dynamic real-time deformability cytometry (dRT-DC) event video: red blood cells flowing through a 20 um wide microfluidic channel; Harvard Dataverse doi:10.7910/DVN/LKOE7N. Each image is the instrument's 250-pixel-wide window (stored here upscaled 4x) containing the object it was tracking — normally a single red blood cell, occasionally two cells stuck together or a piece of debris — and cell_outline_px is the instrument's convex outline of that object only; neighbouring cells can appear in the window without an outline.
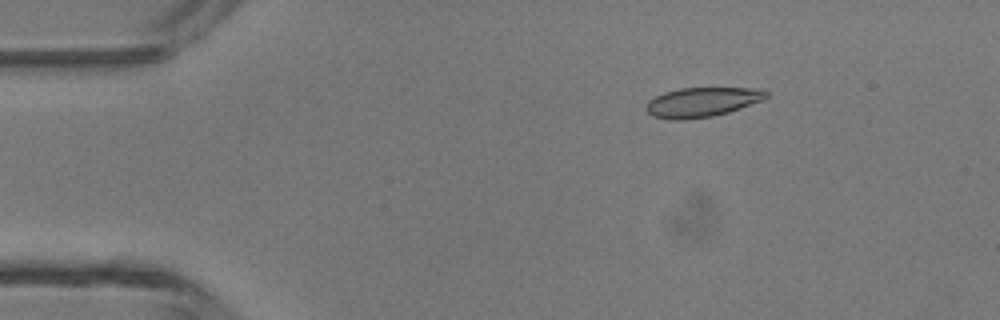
{"species": "common noctule bat (a hibernating species)", "species_latin": "Nyctalus noctula", "temperature_condition": "room temperature", "stored_images_in_passage": 41, "camera_frame_rate_fps": 3000, "um_per_image_px": 0.085, "animal": {"sex": "male", "body_mass_g": 13.3}, "frame": {"image": 1, "passage_image": 1, "time_ms": 0.0, "image_size_px": [1000, 320], "cell_outline_px": [[768, 96], [764, 100], [728, 112], [712, 116], [684, 120], [668, 120], [652, 116], [644, 108], [644, 104], [648, 100], [664, 92], [680, 88], [764, 88], [768, 92]], "centroid_in_image_um": [59.66, 8.68], "position_along_channel_um": 25.3, "area_um2": 20.98}}
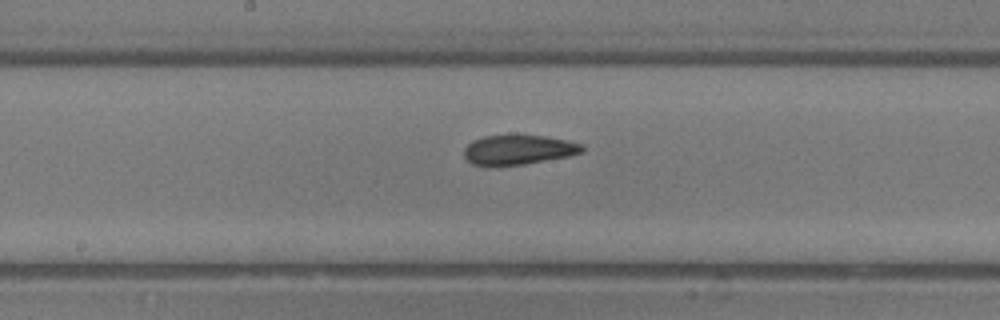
{"frame": {"image": 2, "passage_image": 18, "time_ms": 5.667, "image_size_px": [1000, 320], "cell_outline_px": [[584, 152], [568, 156], [524, 164], [488, 168], [472, 164], [464, 156], [464, 148], [472, 140], [484, 136], [548, 136], [584, 144]], "centroid_in_image_um": [44.04, 12.76], "position_along_channel_um": 204.2, "area_um2": 20.69}}
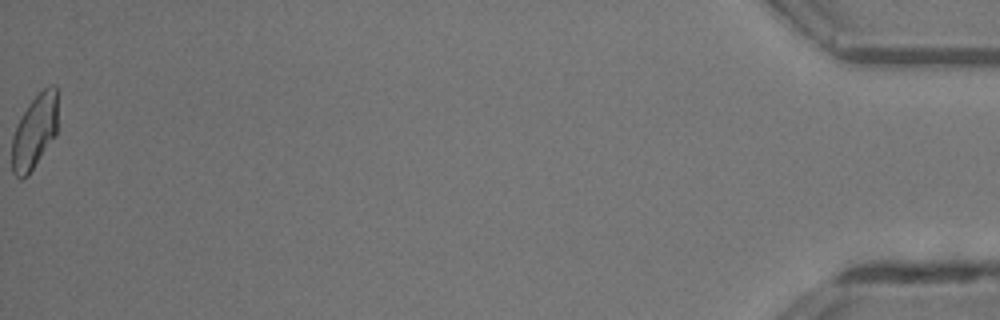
{"frame": {"image": 3, "passage_image": 41, "time_ms": 13.333, "image_size_px": [1000, 320], "cell_outline_px": [[56, 136], [28, 176], [20, 180], [12, 172], [12, 136], [16, 124], [28, 104], [48, 84], [56, 84]], "centroid_in_image_um": [2.92, 11.22], "position_along_channel_um": 432.3, "area_um2": 19.94}, "authors_computed_cell_mechanics": {"area_um2": 20.7502, "velocity_mm_per_s": 4.3675, "shape_relaxation_time_tau1_ms": 4.8839, "shape_relaxation_time_tau2_ms": 2.0259, "deformation_change_tau1": 0.1688, "deformation_change_tau2": 0.096}}